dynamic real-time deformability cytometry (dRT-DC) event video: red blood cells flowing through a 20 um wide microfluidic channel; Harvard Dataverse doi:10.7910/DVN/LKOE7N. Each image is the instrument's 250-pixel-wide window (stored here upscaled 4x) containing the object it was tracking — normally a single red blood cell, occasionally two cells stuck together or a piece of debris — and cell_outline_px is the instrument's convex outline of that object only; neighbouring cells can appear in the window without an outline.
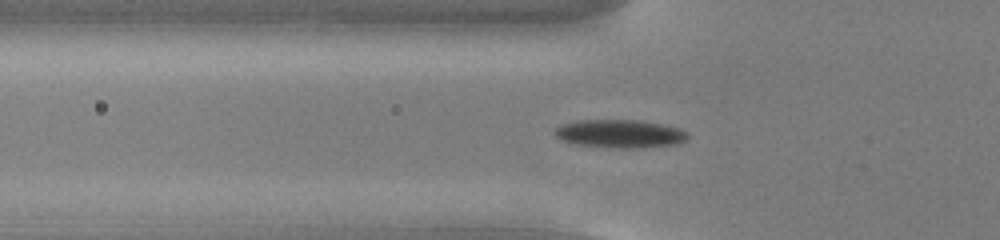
{"species": "common noctule bat (a hibernating species)", "species_latin": "Nyctalus noctula", "temperature_condition": "cold", "stored_images_in_passage": 55, "camera_frame_rate_fps": 3000, "um_per_image_px": 0.085, "animal": {"sex": "male", "body_mass_g": 13.0, "forearm_length_mm": 53.1}, "frame": {"image": 1, "passage_image": 19, "time_ms": 6.0, "image_size_px": [1000, 240], "cell_outline_px": [[688, 140], [676, 144], [640, 148], [620, 148], [576, 144], [560, 140], [552, 132], [560, 124], [580, 120], [640, 120], [680, 128], [688, 132]], "centroid_in_image_um": [52.7, 11.36], "position_along_channel_um": 73.1, "area_um2": 21.96}}
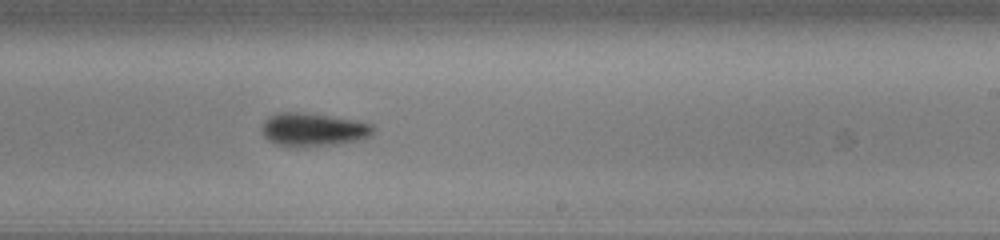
{"frame": {"image": 2, "passage_image": 34, "time_ms": 11.0, "image_size_px": [1000, 240], "cell_outline_px": [[376, 128], [372, 136], [360, 140], [336, 144], [276, 144], [268, 140], [264, 136], [264, 120], [268, 116], [276, 112], [304, 112], [352, 120], [372, 124]], "centroid_in_image_um": [26.67, 10.97], "position_along_channel_um": 262.3, "area_um2": 20.87}}
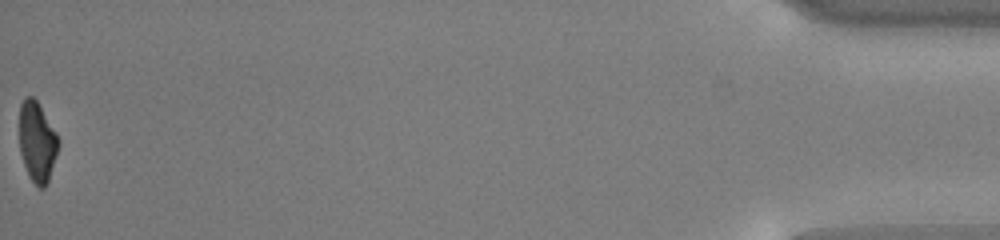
{"frame": {"image": 3, "passage_image": 55, "time_ms": 18.0, "image_size_px": [1000, 240], "cell_outline_px": [[60, 140], [48, 180], [44, 188], [40, 188], [28, 176], [20, 152], [20, 104], [24, 96], [32, 96], [36, 100], [56, 132]], "centroid_in_image_um": [3.14, 12.03], "position_along_channel_um": 432.1, "area_um2": 17.92}, "authors_computed_cell_mechanics": {"area_um2": 20.1144, "velocity_mm_per_s": 3.7947, "shape_relaxation_time_tau1_ms": 4.3536, "shape_relaxation_time_tau2_ms": null, "deformation_change_tau1": 0.1231, "deformation_change_tau2": null}}